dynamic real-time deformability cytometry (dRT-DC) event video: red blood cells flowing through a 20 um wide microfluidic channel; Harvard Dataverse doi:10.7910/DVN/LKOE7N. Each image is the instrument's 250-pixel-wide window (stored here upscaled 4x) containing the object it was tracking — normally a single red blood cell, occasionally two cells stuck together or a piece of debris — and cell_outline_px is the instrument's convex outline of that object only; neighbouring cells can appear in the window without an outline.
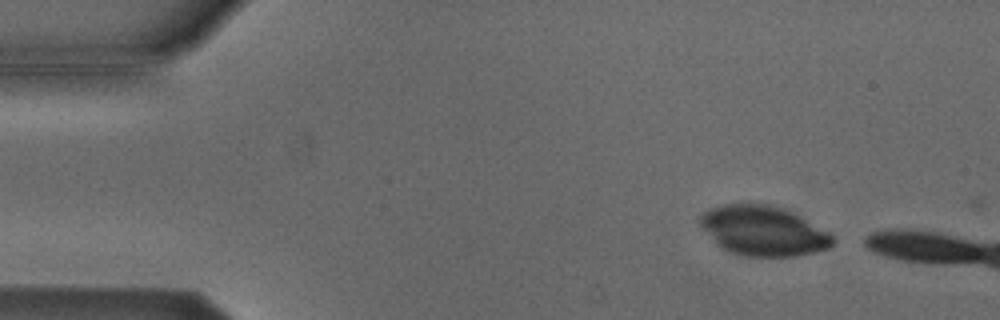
{"species": "Egyptian fruit bat (a non-hibernating species)", "species_latin": "Rousettus aegyptiacus", "temperature_condition": "cold", "stored_images_in_passage": 13, "camera_frame_rate_fps": 3000, "um_per_image_px": 0.085, "animal": {"sex": "male"}, "frame": {"image": 1, "passage_image": 3, "time_ms": 0.667, "image_size_px": [1000, 320], "cell_outline_px": [[836, 240], [828, 248], [796, 256], [748, 256], [732, 252], [716, 244], [700, 224], [700, 216], [704, 212], [712, 208], [724, 204], [752, 200], [784, 208], [800, 216], [828, 232]], "centroid_in_image_um": [64.87, 19.57], "position_along_channel_um": 20.1, "area_um2": 38.55}}